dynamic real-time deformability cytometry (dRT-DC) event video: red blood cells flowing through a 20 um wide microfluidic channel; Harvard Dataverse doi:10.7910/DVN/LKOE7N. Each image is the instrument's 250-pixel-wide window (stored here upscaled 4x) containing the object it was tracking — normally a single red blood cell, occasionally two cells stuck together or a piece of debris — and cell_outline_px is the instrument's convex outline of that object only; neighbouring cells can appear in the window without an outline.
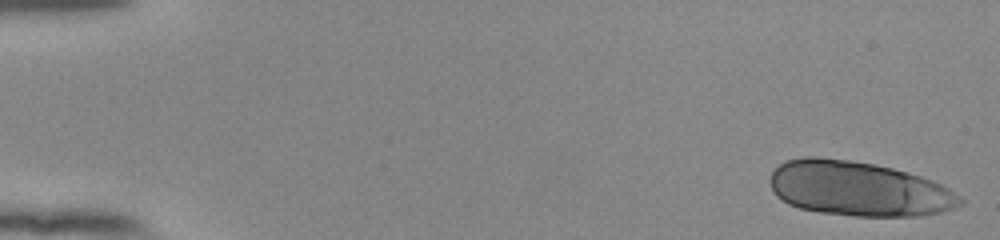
{"species": "human", "species_latin": "Homo sapiens", "temperature_condition": "room temperature", "stored_images_in_passage": 52, "camera_frame_rate_fps": 3000, "um_per_image_px": 0.085, "donor": {"sex": "female"}, "frame": {"image": 1, "passage_image": 1, "time_ms": 0.0, "image_size_px": [1000, 240], "cell_outline_px": [[964, 204], [940, 212], [920, 216], [856, 216], [820, 212], [800, 208], [788, 204], [776, 196], [768, 180], [772, 172], [784, 160], [804, 156], [816, 156], [848, 160], [876, 164], [908, 172], [932, 180], [948, 188], [960, 196], [964, 200]], "centroid_in_image_um": [72.95, 16.04], "position_along_channel_um": 12.0, "area_um2": 60.81}}
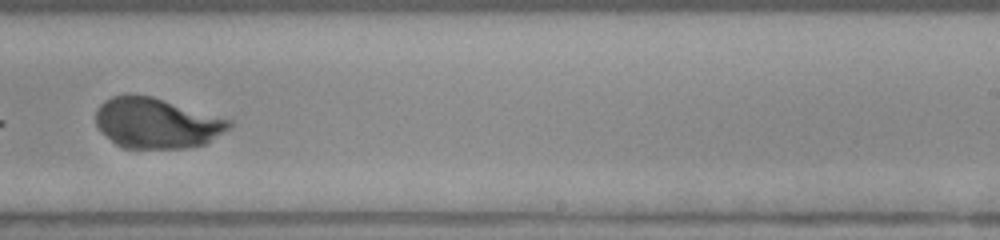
{"frame": {"image": 2, "passage_image": 34, "time_ms": 11.0, "image_size_px": [1000, 240], "cell_outline_px": [[232, 124], [228, 128], [204, 144], [184, 148], [124, 148], [116, 144], [104, 136], [100, 132], [96, 124], [96, 112], [100, 104], [104, 100], [112, 96], [152, 96], [232, 120]], "centroid_in_image_um": [13.27, 10.47], "position_along_channel_um": 275.7, "area_um2": 38.73}}
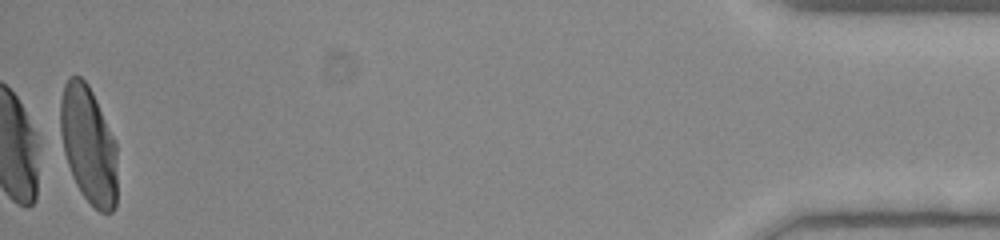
{"frame": {"image": 3, "passage_image": 52, "time_ms": 17.0, "image_size_px": [1000, 240], "cell_outline_px": [[116, 208], [112, 212], [100, 212], [80, 192], [72, 176], [64, 152], [60, 132], [60, 100], [64, 84], [68, 76], [80, 76], [88, 84], [116, 140]], "centroid_in_image_um": [7.52, 12.29], "position_along_channel_um": 427.7, "area_um2": 39.02}, "authors_computed_cell_mechanics": {"area_um2": 40.0554, "velocity_mm_per_s": 3.9229, "shape_relaxation_time_tau1_ms": 4.4112, "shape_relaxation_time_tau2_ms": null, "deformation_change_tau1": 0.2262, "deformation_change_tau2": null}}